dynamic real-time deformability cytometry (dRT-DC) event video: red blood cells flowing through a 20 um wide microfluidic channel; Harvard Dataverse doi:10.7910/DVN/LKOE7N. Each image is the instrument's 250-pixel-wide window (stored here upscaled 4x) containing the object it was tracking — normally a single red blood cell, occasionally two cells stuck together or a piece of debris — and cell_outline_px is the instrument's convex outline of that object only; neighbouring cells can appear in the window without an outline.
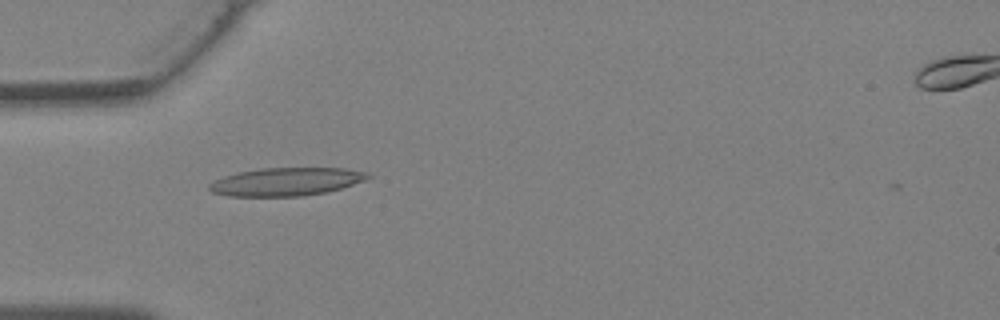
{"species": "Egyptian fruit bat (a non-hibernating species)", "species_latin": "Rousettus aegyptiacus", "temperature_condition": "warm", "stored_images_in_passage": 9, "camera_frame_rate_fps": 3000, "um_per_image_px": 0.085, "animal": {"sex": "female"}, "frame": {"image": 1, "passage_image": 1, "time_ms": 0.0, "image_size_px": [1000, 320], "cell_outline_px": [[372, 176], [364, 180], [328, 192], [304, 196], [228, 196], [212, 192], [208, 188], [208, 184], [224, 176], [236, 172], [260, 168], [344, 168], [368, 172]], "centroid_in_image_um": [24.31, 15.44], "position_along_channel_um": 60.7, "area_um2": 26.01}}
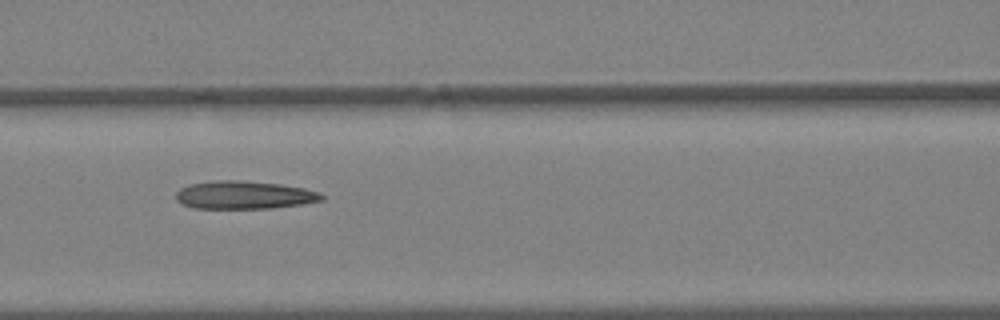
{"frame": {"image": 2, "passage_image": 6, "time_ms": 1.667, "image_size_px": [1000, 320], "cell_outline_px": [[324, 200], [304, 204], [272, 208], [192, 208], [180, 204], [176, 200], [176, 192], [180, 188], [192, 184], [216, 180], [236, 180], [280, 184], [304, 188], [320, 192], [324, 196]], "centroid_in_image_um": [20.76, 16.58], "position_along_channel_um": 145.8, "area_um2": 23.87}}
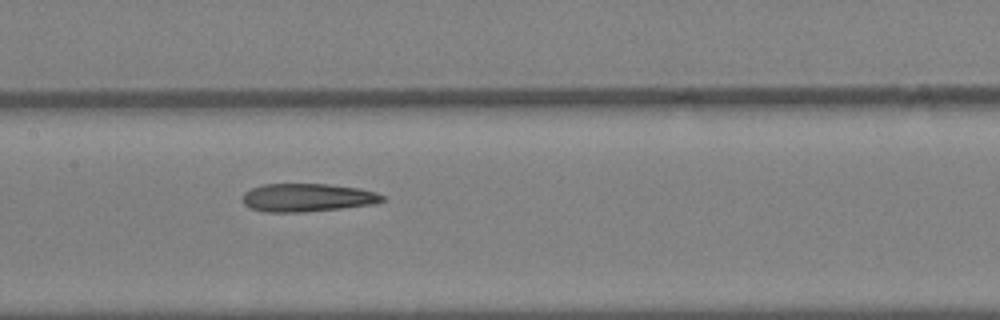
{"frame": {"image": 3, "passage_image": 8, "time_ms": 2.333, "image_size_px": [1000, 320], "cell_outline_px": [[384, 200], [376, 204], [340, 208], [300, 212], [264, 212], [252, 208], [244, 204], [244, 192], [252, 188], [264, 184], [328, 184], [360, 188], [376, 192], [384, 196]], "centroid_in_image_um": [26.15, 16.79], "position_along_channel_um": 181.2, "area_um2": 22.83}}